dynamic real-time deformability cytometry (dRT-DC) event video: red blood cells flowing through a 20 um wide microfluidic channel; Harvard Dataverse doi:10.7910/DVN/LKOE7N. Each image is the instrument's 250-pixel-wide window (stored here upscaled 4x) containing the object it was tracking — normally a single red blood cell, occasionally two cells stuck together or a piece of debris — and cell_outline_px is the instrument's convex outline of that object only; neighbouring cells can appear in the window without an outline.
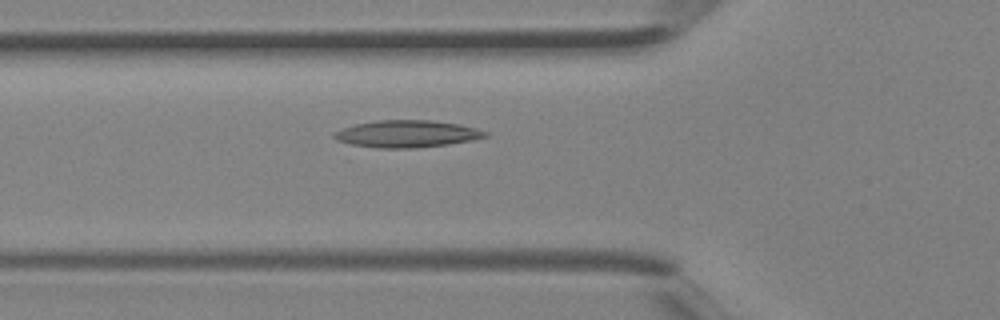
{"species": "Egyptian fruit bat (a non-hibernating species)", "species_latin": "Rousettus aegyptiacus", "temperature_condition": "room temperature", "stored_images_in_passage": 34, "camera_frame_rate_fps": 3000, "um_per_image_px": 0.085, "animal": {"sex": "female"}, "frame": {"image": 1, "passage_image": 10, "time_ms": 3.0, "image_size_px": [1000, 320], "cell_outline_px": [[488, 136], [472, 140], [448, 144], [416, 148], [356, 148], [336, 140], [332, 136], [332, 132], [340, 128], [356, 124], [376, 120], [432, 120], [460, 124], [476, 128], [488, 132]], "centroid_in_image_um": [34.48, 11.39], "position_along_channel_um": 91.3, "area_um2": 24.51}}
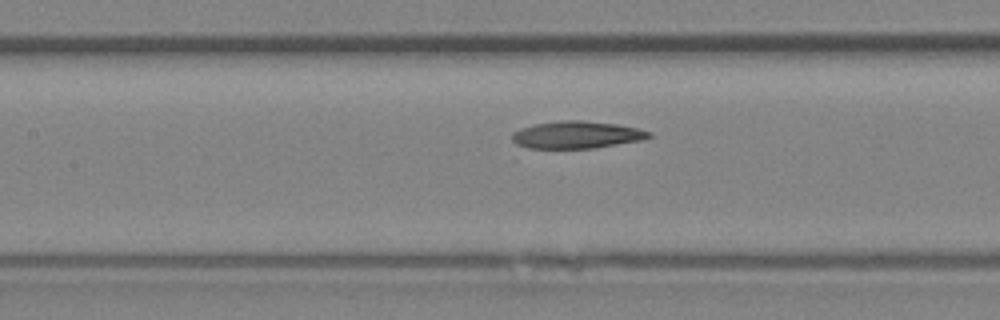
{"frame": {"image": 2, "passage_image": 14, "time_ms": 4.333, "image_size_px": [1000, 320], "cell_outline_px": [[652, 136], [640, 140], [596, 148], [528, 148], [516, 144], [512, 140], [512, 132], [520, 128], [536, 124], [560, 120], [584, 120], [616, 124], [636, 128], [652, 132]], "centroid_in_image_um": [49.0, 11.45], "position_along_channel_um": 158.4, "area_um2": 21.73}}
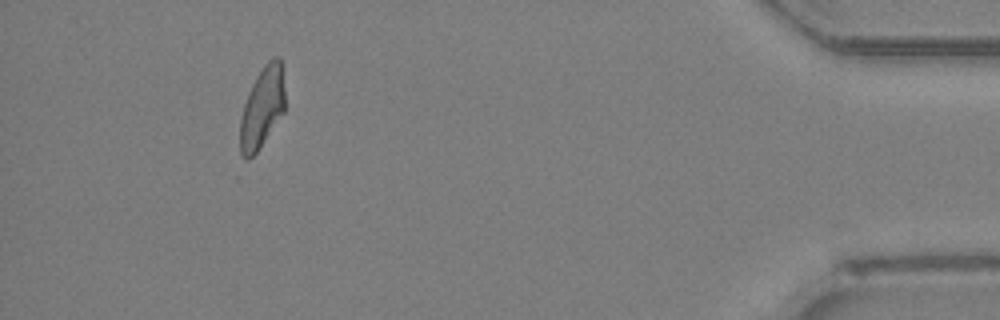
{"frame": {"image": 3, "passage_image": 33, "time_ms": 10.667, "image_size_px": [1000, 320], "cell_outline_px": [[284, 112], [256, 152], [248, 160], [240, 152], [240, 120], [244, 104], [248, 92], [256, 76], [264, 64], [272, 56], [280, 56], [284, 88]], "centroid_in_image_um": [22.28, 9.09], "position_along_channel_um": 412.9, "area_um2": 20.98}}